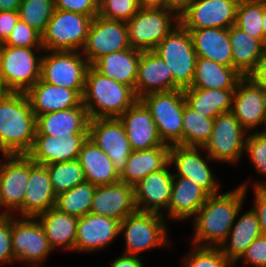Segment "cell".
I'll return each mask as SVG.
<instances>
[{"instance_id":"1","label":"cell","mask_w":266,"mask_h":267,"mask_svg":"<svg viewBox=\"0 0 266 267\" xmlns=\"http://www.w3.org/2000/svg\"><path fill=\"white\" fill-rule=\"evenodd\" d=\"M243 182L232 190L210 195L192 218L194 231L191 245L199 247H220L226 240L249 189Z\"/></svg>"},{"instance_id":"2","label":"cell","mask_w":266,"mask_h":267,"mask_svg":"<svg viewBox=\"0 0 266 267\" xmlns=\"http://www.w3.org/2000/svg\"><path fill=\"white\" fill-rule=\"evenodd\" d=\"M36 116L24 92H8L0 100L1 155L27 154L34 143Z\"/></svg>"},{"instance_id":"3","label":"cell","mask_w":266,"mask_h":267,"mask_svg":"<svg viewBox=\"0 0 266 267\" xmlns=\"http://www.w3.org/2000/svg\"><path fill=\"white\" fill-rule=\"evenodd\" d=\"M138 99L134 90L123 83L99 73L92 65L89 66L82 104L91 119L119 118Z\"/></svg>"},{"instance_id":"4","label":"cell","mask_w":266,"mask_h":267,"mask_svg":"<svg viewBox=\"0 0 266 267\" xmlns=\"http://www.w3.org/2000/svg\"><path fill=\"white\" fill-rule=\"evenodd\" d=\"M154 212H141L128 215L120 222L119 234H124V254L138 256L144 251L171 245L167 220Z\"/></svg>"},{"instance_id":"5","label":"cell","mask_w":266,"mask_h":267,"mask_svg":"<svg viewBox=\"0 0 266 267\" xmlns=\"http://www.w3.org/2000/svg\"><path fill=\"white\" fill-rule=\"evenodd\" d=\"M140 100L149 109L162 142L183 146V112L186 104L183 89L151 93Z\"/></svg>"},{"instance_id":"6","label":"cell","mask_w":266,"mask_h":267,"mask_svg":"<svg viewBox=\"0 0 266 267\" xmlns=\"http://www.w3.org/2000/svg\"><path fill=\"white\" fill-rule=\"evenodd\" d=\"M42 51L43 48L0 45V78L9 92L26 93L40 79Z\"/></svg>"},{"instance_id":"7","label":"cell","mask_w":266,"mask_h":267,"mask_svg":"<svg viewBox=\"0 0 266 267\" xmlns=\"http://www.w3.org/2000/svg\"><path fill=\"white\" fill-rule=\"evenodd\" d=\"M153 51L166 62L174 83L180 89L191 86L197 55L190 32L181 23L174 27Z\"/></svg>"},{"instance_id":"8","label":"cell","mask_w":266,"mask_h":267,"mask_svg":"<svg viewBox=\"0 0 266 267\" xmlns=\"http://www.w3.org/2000/svg\"><path fill=\"white\" fill-rule=\"evenodd\" d=\"M179 23V15L170 9L140 8L126 22L130 46L141 51L154 50Z\"/></svg>"},{"instance_id":"9","label":"cell","mask_w":266,"mask_h":267,"mask_svg":"<svg viewBox=\"0 0 266 267\" xmlns=\"http://www.w3.org/2000/svg\"><path fill=\"white\" fill-rule=\"evenodd\" d=\"M94 17L55 9L42 33L45 51H79L87 39Z\"/></svg>"},{"instance_id":"10","label":"cell","mask_w":266,"mask_h":267,"mask_svg":"<svg viewBox=\"0 0 266 267\" xmlns=\"http://www.w3.org/2000/svg\"><path fill=\"white\" fill-rule=\"evenodd\" d=\"M11 240L15 262H22L24 267H42L54 251L37 218L11 215Z\"/></svg>"},{"instance_id":"11","label":"cell","mask_w":266,"mask_h":267,"mask_svg":"<svg viewBox=\"0 0 266 267\" xmlns=\"http://www.w3.org/2000/svg\"><path fill=\"white\" fill-rule=\"evenodd\" d=\"M44 52L41 58L40 79L53 85L76 90L82 96L86 73L90 66L82 53L79 51Z\"/></svg>"},{"instance_id":"12","label":"cell","mask_w":266,"mask_h":267,"mask_svg":"<svg viewBox=\"0 0 266 267\" xmlns=\"http://www.w3.org/2000/svg\"><path fill=\"white\" fill-rule=\"evenodd\" d=\"M247 134L231 111L222 113L214 119L211 137L203 148L215 162L234 165L245 155Z\"/></svg>"},{"instance_id":"13","label":"cell","mask_w":266,"mask_h":267,"mask_svg":"<svg viewBox=\"0 0 266 267\" xmlns=\"http://www.w3.org/2000/svg\"><path fill=\"white\" fill-rule=\"evenodd\" d=\"M1 156L4 161L0 162V207L5 208L3 215L18 213L23 217L30 158L26 154Z\"/></svg>"},{"instance_id":"14","label":"cell","mask_w":266,"mask_h":267,"mask_svg":"<svg viewBox=\"0 0 266 267\" xmlns=\"http://www.w3.org/2000/svg\"><path fill=\"white\" fill-rule=\"evenodd\" d=\"M203 147L170 146L169 164L174 166L176 173L173 176L185 177L201 187L209 196L220 192L219 180L215 178L209 162H213L207 153L202 157ZM173 165V166H172Z\"/></svg>"},{"instance_id":"15","label":"cell","mask_w":266,"mask_h":267,"mask_svg":"<svg viewBox=\"0 0 266 267\" xmlns=\"http://www.w3.org/2000/svg\"><path fill=\"white\" fill-rule=\"evenodd\" d=\"M131 48L126 22L96 15L81 50L90 65L104 55Z\"/></svg>"},{"instance_id":"16","label":"cell","mask_w":266,"mask_h":267,"mask_svg":"<svg viewBox=\"0 0 266 267\" xmlns=\"http://www.w3.org/2000/svg\"><path fill=\"white\" fill-rule=\"evenodd\" d=\"M240 0H194L180 15L187 30L202 28L228 29L235 24Z\"/></svg>"},{"instance_id":"17","label":"cell","mask_w":266,"mask_h":267,"mask_svg":"<svg viewBox=\"0 0 266 267\" xmlns=\"http://www.w3.org/2000/svg\"><path fill=\"white\" fill-rule=\"evenodd\" d=\"M88 138L110 157L120 174L133 150L119 118L91 119Z\"/></svg>"},{"instance_id":"18","label":"cell","mask_w":266,"mask_h":267,"mask_svg":"<svg viewBox=\"0 0 266 267\" xmlns=\"http://www.w3.org/2000/svg\"><path fill=\"white\" fill-rule=\"evenodd\" d=\"M231 112L248 133L265 125L266 90L243 77L234 92Z\"/></svg>"},{"instance_id":"19","label":"cell","mask_w":266,"mask_h":267,"mask_svg":"<svg viewBox=\"0 0 266 267\" xmlns=\"http://www.w3.org/2000/svg\"><path fill=\"white\" fill-rule=\"evenodd\" d=\"M120 221L88 213L78 218L74 252H96L105 249L118 236Z\"/></svg>"},{"instance_id":"20","label":"cell","mask_w":266,"mask_h":267,"mask_svg":"<svg viewBox=\"0 0 266 267\" xmlns=\"http://www.w3.org/2000/svg\"><path fill=\"white\" fill-rule=\"evenodd\" d=\"M170 167L168 164L164 169L148 174L133 186L137 211L162 215L168 209L173 184Z\"/></svg>"},{"instance_id":"21","label":"cell","mask_w":266,"mask_h":267,"mask_svg":"<svg viewBox=\"0 0 266 267\" xmlns=\"http://www.w3.org/2000/svg\"><path fill=\"white\" fill-rule=\"evenodd\" d=\"M87 138L88 133H70V136L60 138L35 135L33 146L26 155L43 165L77 160Z\"/></svg>"},{"instance_id":"22","label":"cell","mask_w":266,"mask_h":267,"mask_svg":"<svg viewBox=\"0 0 266 267\" xmlns=\"http://www.w3.org/2000/svg\"><path fill=\"white\" fill-rule=\"evenodd\" d=\"M180 89L173 81L166 62L153 50L142 51L138 63L134 93L137 99L151 93Z\"/></svg>"},{"instance_id":"23","label":"cell","mask_w":266,"mask_h":267,"mask_svg":"<svg viewBox=\"0 0 266 267\" xmlns=\"http://www.w3.org/2000/svg\"><path fill=\"white\" fill-rule=\"evenodd\" d=\"M133 151L169 146L162 142L155 122L145 104L138 99L120 117Z\"/></svg>"},{"instance_id":"24","label":"cell","mask_w":266,"mask_h":267,"mask_svg":"<svg viewBox=\"0 0 266 267\" xmlns=\"http://www.w3.org/2000/svg\"><path fill=\"white\" fill-rule=\"evenodd\" d=\"M136 211L132 185L119 181L114 184L96 186L90 213L111 217L121 222Z\"/></svg>"},{"instance_id":"25","label":"cell","mask_w":266,"mask_h":267,"mask_svg":"<svg viewBox=\"0 0 266 267\" xmlns=\"http://www.w3.org/2000/svg\"><path fill=\"white\" fill-rule=\"evenodd\" d=\"M35 116L77 107L82 96L76 91L39 79L27 92Z\"/></svg>"},{"instance_id":"26","label":"cell","mask_w":266,"mask_h":267,"mask_svg":"<svg viewBox=\"0 0 266 267\" xmlns=\"http://www.w3.org/2000/svg\"><path fill=\"white\" fill-rule=\"evenodd\" d=\"M54 193L46 165L30 159L29 179L26 186L23 217L36 218L41 213L55 207Z\"/></svg>"},{"instance_id":"27","label":"cell","mask_w":266,"mask_h":267,"mask_svg":"<svg viewBox=\"0 0 266 267\" xmlns=\"http://www.w3.org/2000/svg\"><path fill=\"white\" fill-rule=\"evenodd\" d=\"M90 118L82 102L74 108L36 116V134L57 138L70 133H88Z\"/></svg>"},{"instance_id":"28","label":"cell","mask_w":266,"mask_h":267,"mask_svg":"<svg viewBox=\"0 0 266 267\" xmlns=\"http://www.w3.org/2000/svg\"><path fill=\"white\" fill-rule=\"evenodd\" d=\"M209 195L192 180L173 176L172 192L168 209L163 212L170 220L192 219ZM164 213H167L166 215Z\"/></svg>"},{"instance_id":"29","label":"cell","mask_w":266,"mask_h":267,"mask_svg":"<svg viewBox=\"0 0 266 267\" xmlns=\"http://www.w3.org/2000/svg\"><path fill=\"white\" fill-rule=\"evenodd\" d=\"M77 160L83 169L85 180L95 186L120 181V174L110 157L89 138L84 142Z\"/></svg>"},{"instance_id":"30","label":"cell","mask_w":266,"mask_h":267,"mask_svg":"<svg viewBox=\"0 0 266 267\" xmlns=\"http://www.w3.org/2000/svg\"><path fill=\"white\" fill-rule=\"evenodd\" d=\"M188 31L190 32L197 57L233 67L228 29L202 28Z\"/></svg>"},{"instance_id":"31","label":"cell","mask_w":266,"mask_h":267,"mask_svg":"<svg viewBox=\"0 0 266 267\" xmlns=\"http://www.w3.org/2000/svg\"><path fill=\"white\" fill-rule=\"evenodd\" d=\"M169 151L170 146L133 151L120 173V181L134 186L148 174L164 169L169 164Z\"/></svg>"},{"instance_id":"32","label":"cell","mask_w":266,"mask_h":267,"mask_svg":"<svg viewBox=\"0 0 266 267\" xmlns=\"http://www.w3.org/2000/svg\"><path fill=\"white\" fill-rule=\"evenodd\" d=\"M41 223L52 249L74 251L77 222L76 216L50 208L36 217Z\"/></svg>"},{"instance_id":"33","label":"cell","mask_w":266,"mask_h":267,"mask_svg":"<svg viewBox=\"0 0 266 267\" xmlns=\"http://www.w3.org/2000/svg\"><path fill=\"white\" fill-rule=\"evenodd\" d=\"M141 53L134 48L117 51L102 56L92 66L102 75L134 90Z\"/></svg>"},{"instance_id":"34","label":"cell","mask_w":266,"mask_h":267,"mask_svg":"<svg viewBox=\"0 0 266 267\" xmlns=\"http://www.w3.org/2000/svg\"><path fill=\"white\" fill-rule=\"evenodd\" d=\"M232 50L233 68L243 77H247L256 67L266 51V45L240 28L232 25L228 28Z\"/></svg>"},{"instance_id":"35","label":"cell","mask_w":266,"mask_h":267,"mask_svg":"<svg viewBox=\"0 0 266 267\" xmlns=\"http://www.w3.org/2000/svg\"><path fill=\"white\" fill-rule=\"evenodd\" d=\"M234 222L226 240L219 247L221 252L234 264L248 246L262 235L256 213L250 208Z\"/></svg>"},{"instance_id":"36","label":"cell","mask_w":266,"mask_h":267,"mask_svg":"<svg viewBox=\"0 0 266 267\" xmlns=\"http://www.w3.org/2000/svg\"><path fill=\"white\" fill-rule=\"evenodd\" d=\"M242 78L233 67L197 57L194 78L189 88L236 90Z\"/></svg>"},{"instance_id":"37","label":"cell","mask_w":266,"mask_h":267,"mask_svg":"<svg viewBox=\"0 0 266 267\" xmlns=\"http://www.w3.org/2000/svg\"><path fill=\"white\" fill-rule=\"evenodd\" d=\"M183 92L186 104L205 117L215 119L232 110L235 90L186 88Z\"/></svg>"},{"instance_id":"38","label":"cell","mask_w":266,"mask_h":267,"mask_svg":"<svg viewBox=\"0 0 266 267\" xmlns=\"http://www.w3.org/2000/svg\"><path fill=\"white\" fill-rule=\"evenodd\" d=\"M96 186L85 181L72 189L62 192L56 196L55 207L63 212L77 218L90 213V207Z\"/></svg>"},{"instance_id":"39","label":"cell","mask_w":266,"mask_h":267,"mask_svg":"<svg viewBox=\"0 0 266 267\" xmlns=\"http://www.w3.org/2000/svg\"><path fill=\"white\" fill-rule=\"evenodd\" d=\"M213 123V118L205 117L185 104L182 119L183 146L204 147L211 137Z\"/></svg>"},{"instance_id":"40","label":"cell","mask_w":266,"mask_h":267,"mask_svg":"<svg viewBox=\"0 0 266 267\" xmlns=\"http://www.w3.org/2000/svg\"><path fill=\"white\" fill-rule=\"evenodd\" d=\"M266 0H240L235 19V26L264 43L262 26Z\"/></svg>"},{"instance_id":"41","label":"cell","mask_w":266,"mask_h":267,"mask_svg":"<svg viewBox=\"0 0 266 267\" xmlns=\"http://www.w3.org/2000/svg\"><path fill=\"white\" fill-rule=\"evenodd\" d=\"M46 166L52 189L56 196L86 181L78 160L59 162Z\"/></svg>"},{"instance_id":"42","label":"cell","mask_w":266,"mask_h":267,"mask_svg":"<svg viewBox=\"0 0 266 267\" xmlns=\"http://www.w3.org/2000/svg\"><path fill=\"white\" fill-rule=\"evenodd\" d=\"M54 10V0H21L18 8L19 20L42 34Z\"/></svg>"},{"instance_id":"43","label":"cell","mask_w":266,"mask_h":267,"mask_svg":"<svg viewBox=\"0 0 266 267\" xmlns=\"http://www.w3.org/2000/svg\"><path fill=\"white\" fill-rule=\"evenodd\" d=\"M192 246V250L183 256L182 267H233L219 247Z\"/></svg>"},{"instance_id":"44","label":"cell","mask_w":266,"mask_h":267,"mask_svg":"<svg viewBox=\"0 0 266 267\" xmlns=\"http://www.w3.org/2000/svg\"><path fill=\"white\" fill-rule=\"evenodd\" d=\"M248 133L245 140L244 153L259 175L266 177V135L262 132ZM254 187H266V180L254 182Z\"/></svg>"},{"instance_id":"45","label":"cell","mask_w":266,"mask_h":267,"mask_svg":"<svg viewBox=\"0 0 266 267\" xmlns=\"http://www.w3.org/2000/svg\"><path fill=\"white\" fill-rule=\"evenodd\" d=\"M139 10L137 0H99L98 15L109 20L128 22Z\"/></svg>"},{"instance_id":"46","label":"cell","mask_w":266,"mask_h":267,"mask_svg":"<svg viewBox=\"0 0 266 267\" xmlns=\"http://www.w3.org/2000/svg\"><path fill=\"white\" fill-rule=\"evenodd\" d=\"M0 45L23 48H43L42 34L27 23L18 20L8 39Z\"/></svg>"},{"instance_id":"47","label":"cell","mask_w":266,"mask_h":267,"mask_svg":"<svg viewBox=\"0 0 266 267\" xmlns=\"http://www.w3.org/2000/svg\"><path fill=\"white\" fill-rule=\"evenodd\" d=\"M239 260H242L244 266L249 264L253 267H266V236L260 235L255 239L234 264Z\"/></svg>"},{"instance_id":"48","label":"cell","mask_w":266,"mask_h":267,"mask_svg":"<svg viewBox=\"0 0 266 267\" xmlns=\"http://www.w3.org/2000/svg\"><path fill=\"white\" fill-rule=\"evenodd\" d=\"M11 240V215L0 216V263H14Z\"/></svg>"},{"instance_id":"49","label":"cell","mask_w":266,"mask_h":267,"mask_svg":"<svg viewBox=\"0 0 266 267\" xmlns=\"http://www.w3.org/2000/svg\"><path fill=\"white\" fill-rule=\"evenodd\" d=\"M55 9L95 17L99 12V0H54Z\"/></svg>"},{"instance_id":"50","label":"cell","mask_w":266,"mask_h":267,"mask_svg":"<svg viewBox=\"0 0 266 267\" xmlns=\"http://www.w3.org/2000/svg\"><path fill=\"white\" fill-rule=\"evenodd\" d=\"M255 204L252 210L256 213L262 235L266 236V187H253Z\"/></svg>"},{"instance_id":"51","label":"cell","mask_w":266,"mask_h":267,"mask_svg":"<svg viewBox=\"0 0 266 267\" xmlns=\"http://www.w3.org/2000/svg\"><path fill=\"white\" fill-rule=\"evenodd\" d=\"M18 20V11L0 12V44H3L8 39Z\"/></svg>"},{"instance_id":"52","label":"cell","mask_w":266,"mask_h":267,"mask_svg":"<svg viewBox=\"0 0 266 267\" xmlns=\"http://www.w3.org/2000/svg\"><path fill=\"white\" fill-rule=\"evenodd\" d=\"M247 77L256 85L263 87L266 90V51L258 61L254 70Z\"/></svg>"},{"instance_id":"53","label":"cell","mask_w":266,"mask_h":267,"mask_svg":"<svg viewBox=\"0 0 266 267\" xmlns=\"http://www.w3.org/2000/svg\"><path fill=\"white\" fill-rule=\"evenodd\" d=\"M110 267H145V264H143L139 256L123 253L122 256L116 257V259L113 260Z\"/></svg>"},{"instance_id":"54","label":"cell","mask_w":266,"mask_h":267,"mask_svg":"<svg viewBox=\"0 0 266 267\" xmlns=\"http://www.w3.org/2000/svg\"><path fill=\"white\" fill-rule=\"evenodd\" d=\"M194 0H165V9L180 15Z\"/></svg>"},{"instance_id":"55","label":"cell","mask_w":266,"mask_h":267,"mask_svg":"<svg viewBox=\"0 0 266 267\" xmlns=\"http://www.w3.org/2000/svg\"><path fill=\"white\" fill-rule=\"evenodd\" d=\"M21 0H0V12L18 11Z\"/></svg>"},{"instance_id":"56","label":"cell","mask_w":266,"mask_h":267,"mask_svg":"<svg viewBox=\"0 0 266 267\" xmlns=\"http://www.w3.org/2000/svg\"><path fill=\"white\" fill-rule=\"evenodd\" d=\"M140 8H165V0H137Z\"/></svg>"},{"instance_id":"57","label":"cell","mask_w":266,"mask_h":267,"mask_svg":"<svg viewBox=\"0 0 266 267\" xmlns=\"http://www.w3.org/2000/svg\"><path fill=\"white\" fill-rule=\"evenodd\" d=\"M262 26L264 34V44L266 45V9L263 11Z\"/></svg>"},{"instance_id":"58","label":"cell","mask_w":266,"mask_h":267,"mask_svg":"<svg viewBox=\"0 0 266 267\" xmlns=\"http://www.w3.org/2000/svg\"><path fill=\"white\" fill-rule=\"evenodd\" d=\"M9 91L5 88L2 79L0 78V100L8 93Z\"/></svg>"},{"instance_id":"59","label":"cell","mask_w":266,"mask_h":267,"mask_svg":"<svg viewBox=\"0 0 266 267\" xmlns=\"http://www.w3.org/2000/svg\"><path fill=\"white\" fill-rule=\"evenodd\" d=\"M264 126H265V127H263L264 129L263 130H259V132H262L263 134L266 135V122H265V125Z\"/></svg>"}]
</instances>
